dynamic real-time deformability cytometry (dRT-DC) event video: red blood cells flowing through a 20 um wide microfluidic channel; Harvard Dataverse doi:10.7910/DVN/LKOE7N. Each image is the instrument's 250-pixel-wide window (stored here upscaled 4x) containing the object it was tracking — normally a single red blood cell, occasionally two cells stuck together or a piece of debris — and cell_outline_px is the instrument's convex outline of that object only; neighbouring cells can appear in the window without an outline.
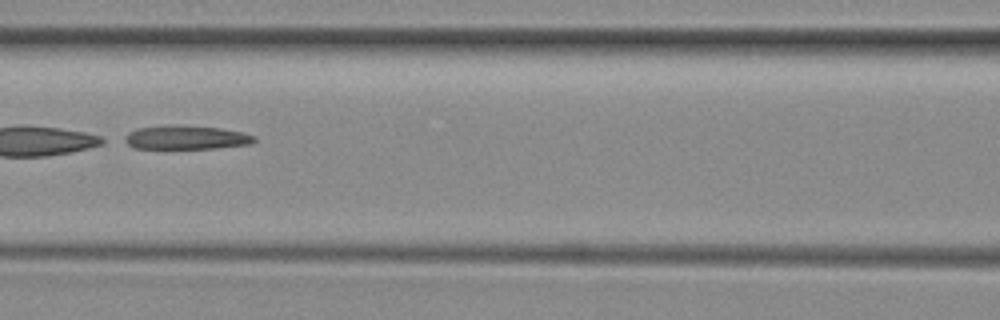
{"species": "common noctule bat (a hibernating species)", "species_latin": "Nyctalus noctula", "temperature_condition": "room temperature", "stored_images_in_passage": 50, "camera_frame_rate_fps": 3000, "um_per_image_px": 0.085, "animal": {"sex": "female", "body_mass_g": 29.2, "forearm_length_mm": 56.3}, "frame": {"image": 1, "passage_image": 22, "time_ms": 7.0, "image_size_px": [1000, 320], "cell_outline_px": [[256, 140], [252, 144], [212, 148], [136, 148], [120, 140], [128, 132], [136, 128], [168, 124], [176, 124], [220, 128], [240, 132], [256, 136]], "centroid_in_image_um": [15.76, 11.67], "position_along_channel_um": 150.8, "area_um2": 18.21}}